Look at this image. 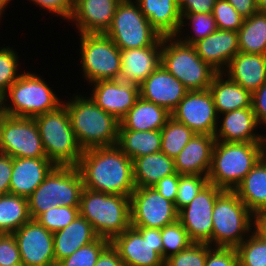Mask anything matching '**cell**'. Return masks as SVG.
Returning <instances> with one entry per match:
<instances>
[{"label":"cell","mask_w":266,"mask_h":266,"mask_svg":"<svg viewBox=\"0 0 266 266\" xmlns=\"http://www.w3.org/2000/svg\"><path fill=\"white\" fill-rule=\"evenodd\" d=\"M261 158V142L215 141L208 182L234 190Z\"/></svg>","instance_id":"3957f363"},{"label":"cell","mask_w":266,"mask_h":266,"mask_svg":"<svg viewBox=\"0 0 266 266\" xmlns=\"http://www.w3.org/2000/svg\"><path fill=\"white\" fill-rule=\"evenodd\" d=\"M245 19L257 12L256 0H226Z\"/></svg>","instance_id":"11a10c76"},{"label":"cell","mask_w":266,"mask_h":266,"mask_svg":"<svg viewBox=\"0 0 266 266\" xmlns=\"http://www.w3.org/2000/svg\"><path fill=\"white\" fill-rule=\"evenodd\" d=\"M251 107L261 128L266 124V82L252 93Z\"/></svg>","instance_id":"816d5d0a"},{"label":"cell","mask_w":266,"mask_h":266,"mask_svg":"<svg viewBox=\"0 0 266 266\" xmlns=\"http://www.w3.org/2000/svg\"><path fill=\"white\" fill-rule=\"evenodd\" d=\"M76 167L84 188L128 197L136 188L133 161L117 146L83 150Z\"/></svg>","instance_id":"6da1fadb"},{"label":"cell","mask_w":266,"mask_h":266,"mask_svg":"<svg viewBox=\"0 0 266 266\" xmlns=\"http://www.w3.org/2000/svg\"><path fill=\"white\" fill-rule=\"evenodd\" d=\"M55 167L48 158H12L9 193L28 198Z\"/></svg>","instance_id":"7402d4cb"},{"label":"cell","mask_w":266,"mask_h":266,"mask_svg":"<svg viewBox=\"0 0 266 266\" xmlns=\"http://www.w3.org/2000/svg\"><path fill=\"white\" fill-rule=\"evenodd\" d=\"M235 249L239 266H266V241L254 231Z\"/></svg>","instance_id":"74e56055"},{"label":"cell","mask_w":266,"mask_h":266,"mask_svg":"<svg viewBox=\"0 0 266 266\" xmlns=\"http://www.w3.org/2000/svg\"><path fill=\"white\" fill-rule=\"evenodd\" d=\"M161 131V152L175 158L195 133L186 125L175 121L172 117Z\"/></svg>","instance_id":"d590c367"},{"label":"cell","mask_w":266,"mask_h":266,"mask_svg":"<svg viewBox=\"0 0 266 266\" xmlns=\"http://www.w3.org/2000/svg\"><path fill=\"white\" fill-rule=\"evenodd\" d=\"M97 238L92 225L78 215L67 227L53 233L56 264Z\"/></svg>","instance_id":"4316f807"},{"label":"cell","mask_w":266,"mask_h":266,"mask_svg":"<svg viewBox=\"0 0 266 266\" xmlns=\"http://www.w3.org/2000/svg\"><path fill=\"white\" fill-rule=\"evenodd\" d=\"M257 10L262 13H266V0H256Z\"/></svg>","instance_id":"91938a15"},{"label":"cell","mask_w":266,"mask_h":266,"mask_svg":"<svg viewBox=\"0 0 266 266\" xmlns=\"http://www.w3.org/2000/svg\"><path fill=\"white\" fill-rule=\"evenodd\" d=\"M19 55L10 46L0 47V91L4 94L9 87L23 74L18 73Z\"/></svg>","instance_id":"b9f144b4"},{"label":"cell","mask_w":266,"mask_h":266,"mask_svg":"<svg viewBox=\"0 0 266 266\" xmlns=\"http://www.w3.org/2000/svg\"><path fill=\"white\" fill-rule=\"evenodd\" d=\"M209 91L212 94L218 115L251 107L252 94L222 72L214 76Z\"/></svg>","instance_id":"f546056e"},{"label":"cell","mask_w":266,"mask_h":266,"mask_svg":"<svg viewBox=\"0 0 266 266\" xmlns=\"http://www.w3.org/2000/svg\"><path fill=\"white\" fill-rule=\"evenodd\" d=\"M90 98L106 113L120 121L140 97L138 85L116 80H101L92 84Z\"/></svg>","instance_id":"ac0fdd59"},{"label":"cell","mask_w":266,"mask_h":266,"mask_svg":"<svg viewBox=\"0 0 266 266\" xmlns=\"http://www.w3.org/2000/svg\"><path fill=\"white\" fill-rule=\"evenodd\" d=\"M25 266H56L53 233L31 219L14 233Z\"/></svg>","instance_id":"e0dca14e"},{"label":"cell","mask_w":266,"mask_h":266,"mask_svg":"<svg viewBox=\"0 0 266 266\" xmlns=\"http://www.w3.org/2000/svg\"><path fill=\"white\" fill-rule=\"evenodd\" d=\"M194 47L204 62L221 73L239 52L238 32L217 29L206 38L196 42Z\"/></svg>","instance_id":"603a6c76"},{"label":"cell","mask_w":266,"mask_h":266,"mask_svg":"<svg viewBox=\"0 0 266 266\" xmlns=\"http://www.w3.org/2000/svg\"><path fill=\"white\" fill-rule=\"evenodd\" d=\"M79 213L110 242L131 226L130 197L83 188Z\"/></svg>","instance_id":"277c9868"},{"label":"cell","mask_w":266,"mask_h":266,"mask_svg":"<svg viewBox=\"0 0 266 266\" xmlns=\"http://www.w3.org/2000/svg\"><path fill=\"white\" fill-rule=\"evenodd\" d=\"M265 127H266V124L264 125V128ZM261 146H262V157L266 159V134L261 135Z\"/></svg>","instance_id":"680465c9"},{"label":"cell","mask_w":266,"mask_h":266,"mask_svg":"<svg viewBox=\"0 0 266 266\" xmlns=\"http://www.w3.org/2000/svg\"><path fill=\"white\" fill-rule=\"evenodd\" d=\"M78 215L79 207L57 206L40 214L35 220L54 233L67 227Z\"/></svg>","instance_id":"60d3db41"},{"label":"cell","mask_w":266,"mask_h":266,"mask_svg":"<svg viewBox=\"0 0 266 266\" xmlns=\"http://www.w3.org/2000/svg\"><path fill=\"white\" fill-rule=\"evenodd\" d=\"M78 35L82 76L87 83L119 79L120 49L114 42L105 33Z\"/></svg>","instance_id":"8fae6325"},{"label":"cell","mask_w":266,"mask_h":266,"mask_svg":"<svg viewBox=\"0 0 266 266\" xmlns=\"http://www.w3.org/2000/svg\"><path fill=\"white\" fill-rule=\"evenodd\" d=\"M208 183L207 176L180 175L175 207L179 212L186 207L200 190Z\"/></svg>","instance_id":"ee69618b"},{"label":"cell","mask_w":266,"mask_h":266,"mask_svg":"<svg viewBox=\"0 0 266 266\" xmlns=\"http://www.w3.org/2000/svg\"><path fill=\"white\" fill-rule=\"evenodd\" d=\"M110 241L98 237L95 241L82 246L67 258L59 261L56 266H94L101 252Z\"/></svg>","instance_id":"ab89813d"},{"label":"cell","mask_w":266,"mask_h":266,"mask_svg":"<svg viewBox=\"0 0 266 266\" xmlns=\"http://www.w3.org/2000/svg\"><path fill=\"white\" fill-rule=\"evenodd\" d=\"M237 32L240 52L266 55V13L257 11L245 18Z\"/></svg>","instance_id":"836d02e7"},{"label":"cell","mask_w":266,"mask_h":266,"mask_svg":"<svg viewBox=\"0 0 266 266\" xmlns=\"http://www.w3.org/2000/svg\"><path fill=\"white\" fill-rule=\"evenodd\" d=\"M222 73L252 94L266 82V55L239 51Z\"/></svg>","instance_id":"484cf974"},{"label":"cell","mask_w":266,"mask_h":266,"mask_svg":"<svg viewBox=\"0 0 266 266\" xmlns=\"http://www.w3.org/2000/svg\"><path fill=\"white\" fill-rule=\"evenodd\" d=\"M161 65L189 91L209 89L218 73L200 58L194 45L176 36L162 37Z\"/></svg>","instance_id":"ba28073f"},{"label":"cell","mask_w":266,"mask_h":266,"mask_svg":"<svg viewBox=\"0 0 266 266\" xmlns=\"http://www.w3.org/2000/svg\"><path fill=\"white\" fill-rule=\"evenodd\" d=\"M30 220L27 198L10 193L0 195V234H12Z\"/></svg>","instance_id":"e575fe53"},{"label":"cell","mask_w":266,"mask_h":266,"mask_svg":"<svg viewBox=\"0 0 266 266\" xmlns=\"http://www.w3.org/2000/svg\"><path fill=\"white\" fill-rule=\"evenodd\" d=\"M140 97L166 108L170 113L189 91L183 83L162 65L154 70L139 86Z\"/></svg>","instance_id":"d6986e66"},{"label":"cell","mask_w":266,"mask_h":266,"mask_svg":"<svg viewBox=\"0 0 266 266\" xmlns=\"http://www.w3.org/2000/svg\"><path fill=\"white\" fill-rule=\"evenodd\" d=\"M0 153L12 158H47L34 118L0 117Z\"/></svg>","instance_id":"4fadbf2b"},{"label":"cell","mask_w":266,"mask_h":266,"mask_svg":"<svg viewBox=\"0 0 266 266\" xmlns=\"http://www.w3.org/2000/svg\"><path fill=\"white\" fill-rule=\"evenodd\" d=\"M94 266H125L111 243L101 252Z\"/></svg>","instance_id":"db71d44e"},{"label":"cell","mask_w":266,"mask_h":266,"mask_svg":"<svg viewBox=\"0 0 266 266\" xmlns=\"http://www.w3.org/2000/svg\"><path fill=\"white\" fill-rule=\"evenodd\" d=\"M179 177L180 175L178 173L171 174L162 178L152 187H154L157 192L161 194L165 199H168L175 203L179 185Z\"/></svg>","instance_id":"f907efd6"},{"label":"cell","mask_w":266,"mask_h":266,"mask_svg":"<svg viewBox=\"0 0 266 266\" xmlns=\"http://www.w3.org/2000/svg\"><path fill=\"white\" fill-rule=\"evenodd\" d=\"M212 14L217 29L238 31L242 27L244 18L226 0H217Z\"/></svg>","instance_id":"f6af8a7d"},{"label":"cell","mask_w":266,"mask_h":266,"mask_svg":"<svg viewBox=\"0 0 266 266\" xmlns=\"http://www.w3.org/2000/svg\"><path fill=\"white\" fill-rule=\"evenodd\" d=\"M170 118L171 113L166 108L139 97L135 105L119 121L118 130H161Z\"/></svg>","instance_id":"83f0119b"},{"label":"cell","mask_w":266,"mask_h":266,"mask_svg":"<svg viewBox=\"0 0 266 266\" xmlns=\"http://www.w3.org/2000/svg\"><path fill=\"white\" fill-rule=\"evenodd\" d=\"M223 189L207 183L193 200L178 212V220L193 243L208 244L212 239V212Z\"/></svg>","instance_id":"9a60e30c"},{"label":"cell","mask_w":266,"mask_h":266,"mask_svg":"<svg viewBox=\"0 0 266 266\" xmlns=\"http://www.w3.org/2000/svg\"><path fill=\"white\" fill-rule=\"evenodd\" d=\"M12 266H25L23 263H19V264H15V265H12Z\"/></svg>","instance_id":"be15d7a7"},{"label":"cell","mask_w":266,"mask_h":266,"mask_svg":"<svg viewBox=\"0 0 266 266\" xmlns=\"http://www.w3.org/2000/svg\"><path fill=\"white\" fill-rule=\"evenodd\" d=\"M6 115L5 114V98L4 93L0 91V117Z\"/></svg>","instance_id":"6f0895ef"},{"label":"cell","mask_w":266,"mask_h":266,"mask_svg":"<svg viewBox=\"0 0 266 266\" xmlns=\"http://www.w3.org/2000/svg\"><path fill=\"white\" fill-rule=\"evenodd\" d=\"M222 116V117H221ZM221 125H217L215 141L261 142V133H256L259 124L252 107L229 111L218 115Z\"/></svg>","instance_id":"cb8c5ba5"},{"label":"cell","mask_w":266,"mask_h":266,"mask_svg":"<svg viewBox=\"0 0 266 266\" xmlns=\"http://www.w3.org/2000/svg\"><path fill=\"white\" fill-rule=\"evenodd\" d=\"M211 248L209 244L192 243L188 248L165 259L164 266H205L207 253Z\"/></svg>","instance_id":"7bdbcfd3"},{"label":"cell","mask_w":266,"mask_h":266,"mask_svg":"<svg viewBox=\"0 0 266 266\" xmlns=\"http://www.w3.org/2000/svg\"><path fill=\"white\" fill-rule=\"evenodd\" d=\"M35 5H39L40 8L45 9L48 13L56 14L55 16H60L61 18L67 20L71 18L74 7L75 0H30Z\"/></svg>","instance_id":"c3c4849f"},{"label":"cell","mask_w":266,"mask_h":266,"mask_svg":"<svg viewBox=\"0 0 266 266\" xmlns=\"http://www.w3.org/2000/svg\"><path fill=\"white\" fill-rule=\"evenodd\" d=\"M5 10L0 5V19L3 17Z\"/></svg>","instance_id":"6125c7cd"},{"label":"cell","mask_w":266,"mask_h":266,"mask_svg":"<svg viewBox=\"0 0 266 266\" xmlns=\"http://www.w3.org/2000/svg\"><path fill=\"white\" fill-rule=\"evenodd\" d=\"M217 0H180L179 8L181 15L212 14Z\"/></svg>","instance_id":"681fc988"},{"label":"cell","mask_w":266,"mask_h":266,"mask_svg":"<svg viewBox=\"0 0 266 266\" xmlns=\"http://www.w3.org/2000/svg\"><path fill=\"white\" fill-rule=\"evenodd\" d=\"M130 159L161 151V131L118 130L116 145Z\"/></svg>","instance_id":"d6a6232c"},{"label":"cell","mask_w":266,"mask_h":266,"mask_svg":"<svg viewBox=\"0 0 266 266\" xmlns=\"http://www.w3.org/2000/svg\"><path fill=\"white\" fill-rule=\"evenodd\" d=\"M150 24L164 36H176L181 24L178 0H136Z\"/></svg>","instance_id":"f1b7e54d"},{"label":"cell","mask_w":266,"mask_h":266,"mask_svg":"<svg viewBox=\"0 0 266 266\" xmlns=\"http://www.w3.org/2000/svg\"><path fill=\"white\" fill-rule=\"evenodd\" d=\"M253 213L266 211V159L261 158L234 189Z\"/></svg>","instance_id":"1f68e13d"},{"label":"cell","mask_w":266,"mask_h":266,"mask_svg":"<svg viewBox=\"0 0 266 266\" xmlns=\"http://www.w3.org/2000/svg\"><path fill=\"white\" fill-rule=\"evenodd\" d=\"M63 104L68 110L77 142L83 150L117 145L120 122L98 107L89 96L76 93L69 101H63Z\"/></svg>","instance_id":"7a4b0ae2"},{"label":"cell","mask_w":266,"mask_h":266,"mask_svg":"<svg viewBox=\"0 0 266 266\" xmlns=\"http://www.w3.org/2000/svg\"><path fill=\"white\" fill-rule=\"evenodd\" d=\"M162 38L153 46L120 49L119 80L140 86L161 65Z\"/></svg>","instance_id":"44dd1931"},{"label":"cell","mask_w":266,"mask_h":266,"mask_svg":"<svg viewBox=\"0 0 266 266\" xmlns=\"http://www.w3.org/2000/svg\"><path fill=\"white\" fill-rule=\"evenodd\" d=\"M171 117L195 134L214 135L219 124L214 100L209 89L188 91Z\"/></svg>","instance_id":"2e32d148"},{"label":"cell","mask_w":266,"mask_h":266,"mask_svg":"<svg viewBox=\"0 0 266 266\" xmlns=\"http://www.w3.org/2000/svg\"><path fill=\"white\" fill-rule=\"evenodd\" d=\"M119 49L155 45L162 35L150 24L135 0H121L105 33Z\"/></svg>","instance_id":"30bf717a"},{"label":"cell","mask_w":266,"mask_h":266,"mask_svg":"<svg viewBox=\"0 0 266 266\" xmlns=\"http://www.w3.org/2000/svg\"><path fill=\"white\" fill-rule=\"evenodd\" d=\"M205 266H239L236 249L212 247L207 253Z\"/></svg>","instance_id":"7dc6e473"},{"label":"cell","mask_w":266,"mask_h":266,"mask_svg":"<svg viewBox=\"0 0 266 266\" xmlns=\"http://www.w3.org/2000/svg\"><path fill=\"white\" fill-rule=\"evenodd\" d=\"M12 175V157L0 153V195L9 194Z\"/></svg>","instance_id":"f5cc1de1"},{"label":"cell","mask_w":266,"mask_h":266,"mask_svg":"<svg viewBox=\"0 0 266 266\" xmlns=\"http://www.w3.org/2000/svg\"><path fill=\"white\" fill-rule=\"evenodd\" d=\"M4 98L5 114L19 118H34L63 104L40 74L29 71L23 72L9 87Z\"/></svg>","instance_id":"9c48e42d"},{"label":"cell","mask_w":266,"mask_h":266,"mask_svg":"<svg viewBox=\"0 0 266 266\" xmlns=\"http://www.w3.org/2000/svg\"><path fill=\"white\" fill-rule=\"evenodd\" d=\"M133 161V177L137 188L152 187L162 178L176 173L174 159L163 152L143 155Z\"/></svg>","instance_id":"4dcf8cb0"},{"label":"cell","mask_w":266,"mask_h":266,"mask_svg":"<svg viewBox=\"0 0 266 266\" xmlns=\"http://www.w3.org/2000/svg\"><path fill=\"white\" fill-rule=\"evenodd\" d=\"M121 0H75L69 21L79 34L106 33L110 28L117 5Z\"/></svg>","instance_id":"ffe728a7"},{"label":"cell","mask_w":266,"mask_h":266,"mask_svg":"<svg viewBox=\"0 0 266 266\" xmlns=\"http://www.w3.org/2000/svg\"><path fill=\"white\" fill-rule=\"evenodd\" d=\"M21 262L19 248L13 234H0V266H12Z\"/></svg>","instance_id":"bcb514c9"},{"label":"cell","mask_w":266,"mask_h":266,"mask_svg":"<svg viewBox=\"0 0 266 266\" xmlns=\"http://www.w3.org/2000/svg\"><path fill=\"white\" fill-rule=\"evenodd\" d=\"M181 16V24L179 31L176 34V37H179L178 39L181 40L183 43L194 45L199 40L206 38L208 35L212 34L217 30L213 14L198 13ZM188 20L189 22L186 23ZM186 25L191 27L192 31H190V33L192 34L193 32L192 35H190L189 32L186 33L188 35L184 33L185 29L183 28L186 27ZM184 35L186 36L184 37Z\"/></svg>","instance_id":"8d00e7d4"},{"label":"cell","mask_w":266,"mask_h":266,"mask_svg":"<svg viewBox=\"0 0 266 266\" xmlns=\"http://www.w3.org/2000/svg\"><path fill=\"white\" fill-rule=\"evenodd\" d=\"M11 0H0L1 7L5 10L6 6L10 4Z\"/></svg>","instance_id":"94428289"},{"label":"cell","mask_w":266,"mask_h":266,"mask_svg":"<svg viewBox=\"0 0 266 266\" xmlns=\"http://www.w3.org/2000/svg\"><path fill=\"white\" fill-rule=\"evenodd\" d=\"M214 135L195 134L174 158L179 175L207 176L211 167Z\"/></svg>","instance_id":"d4e9b609"},{"label":"cell","mask_w":266,"mask_h":266,"mask_svg":"<svg viewBox=\"0 0 266 266\" xmlns=\"http://www.w3.org/2000/svg\"><path fill=\"white\" fill-rule=\"evenodd\" d=\"M132 227L158 228L178 220L175 204L154 187L135 188L130 196Z\"/></svg>","instance_id":"5bb4252c"},{"label":"cell","mask_w":266,"mask_h":266,"mask_svg":"<svg viewBox=\"0 0 266 266\" xmlns=\"http://www.w3.org/2000/svg\"><path fill=\"white\" fill-rule=\"evenodd\" d=\"M253 231L264 241H266V211L254 214Z\"/></svg>","instance_id":"9f6ffc18"},{"label":"cell","mask_w":266,"mask_h":266,"mask_svg":"<svg viewBox=\"0 0 266 266\" xmlns=\"http://www.w3.org/2000/svg\"><path fill=\"white\" fill-rule=\"evenodd\" d=\"M212 221V239L208 244L236 248L253 232L254 214L234 190H223L214 204Z\"/></svg>","instance_id":"5b68a950"},{"label":"cell","mask_w":266,"mask_h":266,"mask_svg":"<svg viewBox=\"0 0 266 266\" xmlns=\"http://www.w3.org/2000/svg\"><path fill=\"white\" fill-rule=\"evenodd\" d=\"M110 243L125 266H164L161 229L130 226Z\"/></svg>","instance_id":"7c38bea8"},{"label":"cell","mask_w":266,"mask_h":266,"mask_svg":"<svg viewBox=\"0 0 266 266\" xmlns=\"http://www.w3.org/2000/svg\"><path fill=\"white\" fill-rule=\"evenodd\" d=\"M82 176L75 166H56L27 198L31 219L57 206L80 207Z\"/></svg>","instance_id":"52a82bcc"},{"label":"cell","mask_w":266,"mask_h":266,"mask_svg":"<svg viewBox=\"0 0 266 266\" xmlns=\"http://www.w3.org/2000/svg\"><path fill=\"white\" fill-rule=\"evenodd\" d=\"M163 243V259L188 248L193 242L179 220L161 229Z\"/></svg>","instance_id":"f35d334b"},{"label":"cell","mask_w":266,"mask_h":266,"mask_svg":"<svg viewBox=\"0 0 266 266\" xmlns=\"http://www.w3.org/2000/svg\"><path fill=\"white\" fill-rule=\"evenodd\" d=\"M47 158L56 166H77L83 149L77 142L66 106L34 117Z\"/></svg>","instance_id":"8992f818"}]
</instances>
